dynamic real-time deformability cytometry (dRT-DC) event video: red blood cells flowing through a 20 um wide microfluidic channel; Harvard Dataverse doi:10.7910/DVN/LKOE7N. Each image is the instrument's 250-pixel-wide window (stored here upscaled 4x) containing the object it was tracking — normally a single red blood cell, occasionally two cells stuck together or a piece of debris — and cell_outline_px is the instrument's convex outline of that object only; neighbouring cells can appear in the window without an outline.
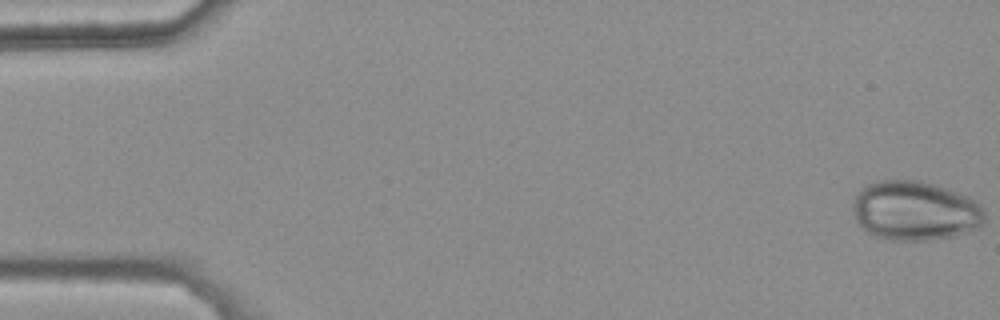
{"species": "common noctule bat (a hibernating species)", "species_latin": "Nyctalus noctula", "temperature_condition": "warm", "stored_images_in_passage": 46, "camera_frame_rate_fps": 3000, "um_per_image_px": 0.085, "animal": {"sex": "female", "body_mass_g": 25.1}, "frame": {"image": 1, "passage_image": 1, "time_ms": 0.0, "image_size_px": [1000, 320], "cell_outline_px": [[984, 224], [976, 228], [952, 236], [932, 240], [888, 240], [872, 236], [856, 220], [852, 208], [852, 204], [860, 188], [868, 184], [884, 180], [920, 180], [968, 196], [976, 200], [984, 208]], "centroid_in_image_um": [77.77, 17.92], "position_along_channel_um": 7.2, "area_um2": 45.66}}
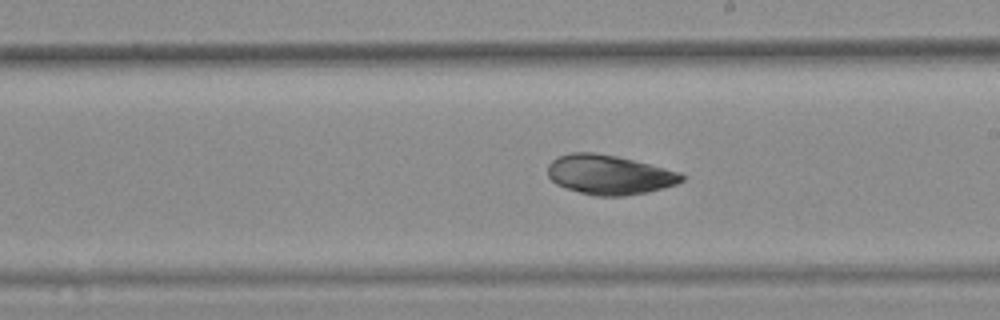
{"frame": {"image": 2, "passage_image": 31, "time_ms": 10.0, "image_size_px": [1000, 320], "cell_outline_px": [[684, 180], [676, 184], [648, 192], [624, 196], [592, 196], [564, 188], [556, 184], [548, 176], [548, 164], [556, 156], [572, 152], [592, 152], [616, 156], [680, 172], [684, 176]], "centroid_in_image_um": [51.74, 14.86], "position_along_channel_um": 237.3, "area_um2": 30.92}}
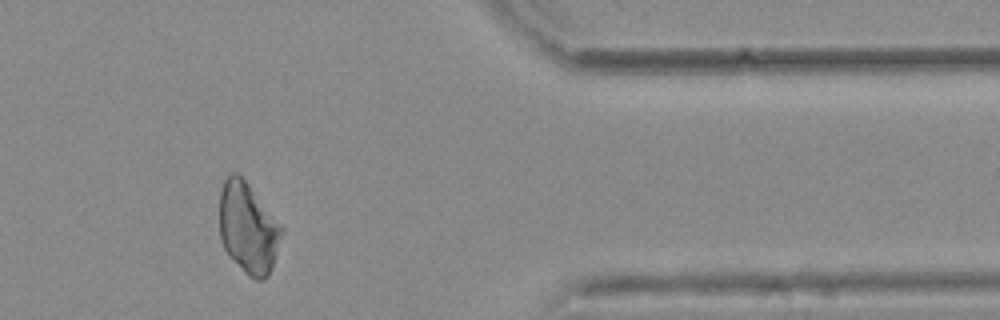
{"frame": {"image": 3, "passage_image": 45, "time_ms": 14.667, "image_size_px": [1000, 320], "cell_outline_px": [[284, 232], [268, 276], [264, 280], [256, 280], [248, 276], [224, 248], [220, 240], [220, 192], [224, 180], [232, 172], [236, 172], [248, 184], [284, 228]], "centroid_in_image_um": [21.1, 19.39], "position_along_channel_um": 390.3, "area_um2": 32.6}}